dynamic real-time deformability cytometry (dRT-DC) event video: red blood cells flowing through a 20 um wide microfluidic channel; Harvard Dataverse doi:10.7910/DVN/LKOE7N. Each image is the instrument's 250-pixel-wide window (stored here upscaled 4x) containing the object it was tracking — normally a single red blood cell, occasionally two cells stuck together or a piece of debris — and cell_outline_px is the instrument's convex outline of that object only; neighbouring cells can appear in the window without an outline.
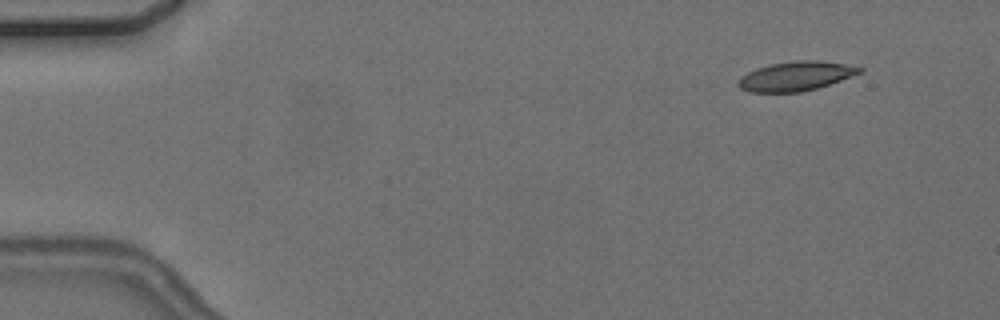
{"species": "common noctule bat (a hibernating species)", "species_latin": "Nyctalus noctula", "temperature_condition": "cold", "stored_images_in_passage": 6, "camera_frame_rate_fps": 3000, "um_per_image_px": 0.085, "animal": {"sex": "female", "body_mass_g": 24.6, "forearm_length_mm": 56.2}, "frame": {"image": 1, "passage_image": 2, "time_ms": 1.333, "image_size_px": [1000, 320], "cell_outline_px": [[864, 72], [816, 88], [800, 92], [748, 92], [740, 88], [736, 84], [740, 76], [756, 68], [772, 64], [792, 60], [816, 60], [844, 64], [864, 68]], "centroid_in_image_um": [67.61, 6.47], "position_along_channel_um": 17.4, "area_um2": 20.69}}